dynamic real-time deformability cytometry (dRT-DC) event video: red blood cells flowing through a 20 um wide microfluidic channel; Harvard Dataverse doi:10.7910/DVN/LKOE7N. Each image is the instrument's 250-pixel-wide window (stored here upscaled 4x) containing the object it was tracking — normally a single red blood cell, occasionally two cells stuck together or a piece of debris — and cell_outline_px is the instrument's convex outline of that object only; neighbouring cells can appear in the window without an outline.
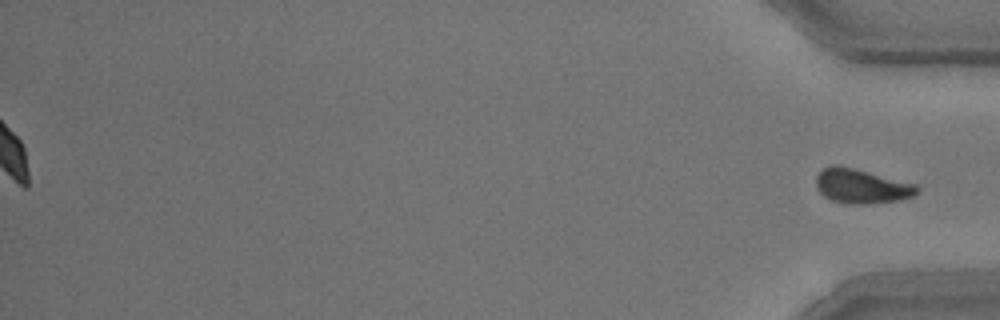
{"species": "common noctule bat (a hibernating species)", "species_latin": "Nyctalus noctula", "temperature_condition": "room temperature", "stored_images_in_passage": 46, "segment_of_instrument_passage": [2, 2], "camera_frame_rate_fps": 3000, "um_per_image_px": 0.085, "animal": {"sex": "male", "body_mass_g": 15.6}, "frame": {"image": 1, "passage_image": 46, "time_ms": 15.0, "image_size_px": [1000, 320], "cell_outline_px": [[920, 192], [912, 196], [900, 200], [864, 204], [844, 204], [832, 200], [824, 196], [816, 188], [816, 176], [824, 168], [832, 164], [836, 164], [916, 184], [920, 188]], "centroid_in_image_um": [73.22, 15.83], "position_along_channel_um": 362.0, "area_um2": 20.23}}